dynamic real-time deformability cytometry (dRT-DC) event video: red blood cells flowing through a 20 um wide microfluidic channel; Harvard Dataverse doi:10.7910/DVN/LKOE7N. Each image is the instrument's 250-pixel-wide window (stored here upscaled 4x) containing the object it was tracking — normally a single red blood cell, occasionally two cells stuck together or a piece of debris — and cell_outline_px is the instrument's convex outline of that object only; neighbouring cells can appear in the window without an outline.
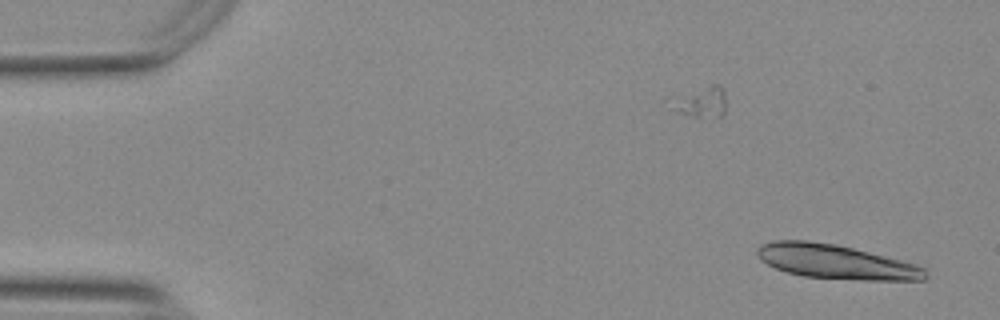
{"species": "Egyptian fruit bat (a non-hibernating species)", "species_latin": "Rousettus aegyptiacus", "temperature_condition": "warm", "stored_images_in_passage": 15, "camera_frame_rate_fps": 3000, "um_per_image_px": 0.085, "animal": {"sex": "female"}, "frame": {"image": 1, "passage_image": 2, "time_ms": 0.333, "image_size_px": [1000, 320], "cell_outline_px": [[928, 276], [924, 280], [864, 280], [804, 276], [788, 272], [776, 268], [760, 260], [756, 252], [756, 248], [760, 244], [772, 240], [808, 240], [836, 244], [916, 264], [924, 268]], "centroid_in_image_um": [71.01, 22.24], "position_along_channel_um": 14.0, "area_um2": 33.41}}